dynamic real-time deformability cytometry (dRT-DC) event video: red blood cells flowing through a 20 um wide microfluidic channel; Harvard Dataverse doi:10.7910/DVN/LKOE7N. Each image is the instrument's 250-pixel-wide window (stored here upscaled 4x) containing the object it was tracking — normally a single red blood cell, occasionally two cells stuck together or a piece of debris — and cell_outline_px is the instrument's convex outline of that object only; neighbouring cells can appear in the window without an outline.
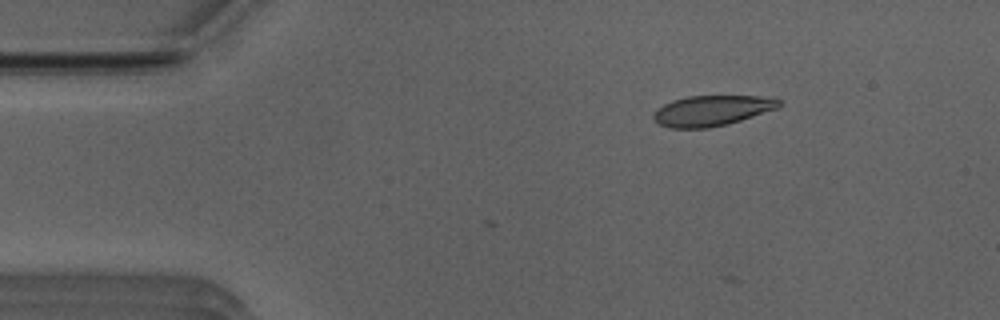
{"species": "Egyptian fruit bat (a non-hibernating species)", "species_latin": "Rousettus aegyptiacus", "temperature_condition": "room temperature", "stored_images_in_passage": 8, "camera_frame_rate_fps": 3000, "um_per_image_px": 0.085, "animal": {"sex": "male"}, "frame": {"image": 1, "passage_image": 8, "time_ms": 2.333, "image_size_px": [1000, 320], "cell_outline_px": [[784, 104], [780, 108], [728, 124], [708, 128], [668, 128], [652, 120], [652, 116], [656, 108], [672, 100], [688, 96], [776, 96]], "centroid_in_image_um": [60.56, 9.39], "position_along_channel_um": 24.4, "area_um2": 22.77}}